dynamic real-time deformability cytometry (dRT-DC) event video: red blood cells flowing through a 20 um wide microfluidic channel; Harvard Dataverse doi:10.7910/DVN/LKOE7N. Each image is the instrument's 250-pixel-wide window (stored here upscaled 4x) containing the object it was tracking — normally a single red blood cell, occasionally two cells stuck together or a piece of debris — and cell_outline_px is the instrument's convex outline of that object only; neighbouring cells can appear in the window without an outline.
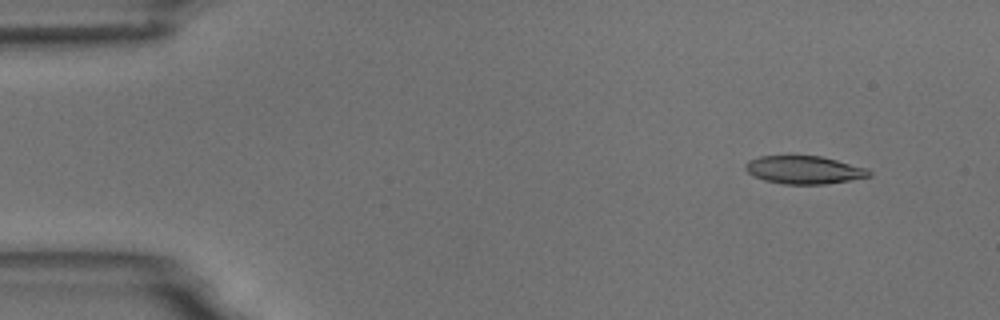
{"species": "common noctule bat (a hibernating species)", "species_latin": "Nyctalus noctula", "temperature_condition": "room temperature", "stored_images_in_passage": 5, "camera_frame_rate_fps": 3000, "um_per_image_px": 0.085, "animal": {"sex": "male", "body_mass_g": 18.8}, "frame": {"image": 1, "passage_image": 2, "time_ms": 1.0, "image_size_px": [1000, 320], "cell_outline_px": [[872, 176], [824, 184], [784, 184], [764, 180], [752, 176], [744, 168], [744, 164], [748, 160], [760, 156], [820, 156], [868, 168], [872, 172]], "centroid_in_image_um": [68.33, 14.44], "position_along_channel_um": 16.7, "area_um2": 20.17}}
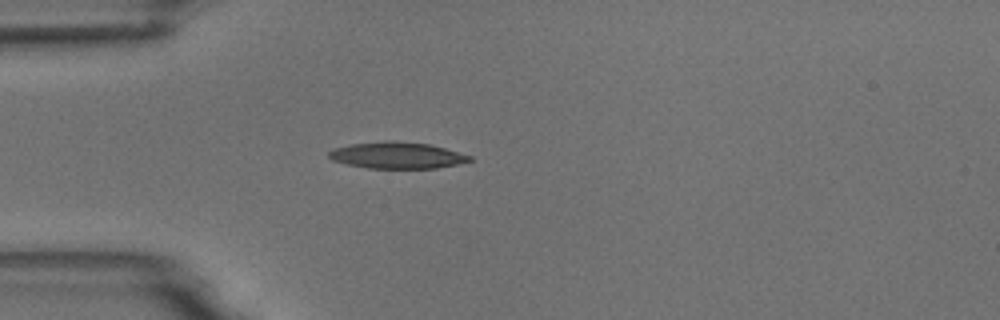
{"frame": {"image": 2, "passage_image": 5, "time_ms": 4.333, "image_size_px": [1000, 320], "cell_outline_px": [[472, 160], [456, 164], [436, 168], [368, 168], [348, 164], [332, 160], [328, 156], [328, 152], [332, 148], [348, 144], [384, 140], [392, 140], [428, 144], [444, 148], [472, 156]], "centroid_in_image_um": [33.69, 13.19], "position_along_channel_um": 51.3, "area_um2": 21.73}}